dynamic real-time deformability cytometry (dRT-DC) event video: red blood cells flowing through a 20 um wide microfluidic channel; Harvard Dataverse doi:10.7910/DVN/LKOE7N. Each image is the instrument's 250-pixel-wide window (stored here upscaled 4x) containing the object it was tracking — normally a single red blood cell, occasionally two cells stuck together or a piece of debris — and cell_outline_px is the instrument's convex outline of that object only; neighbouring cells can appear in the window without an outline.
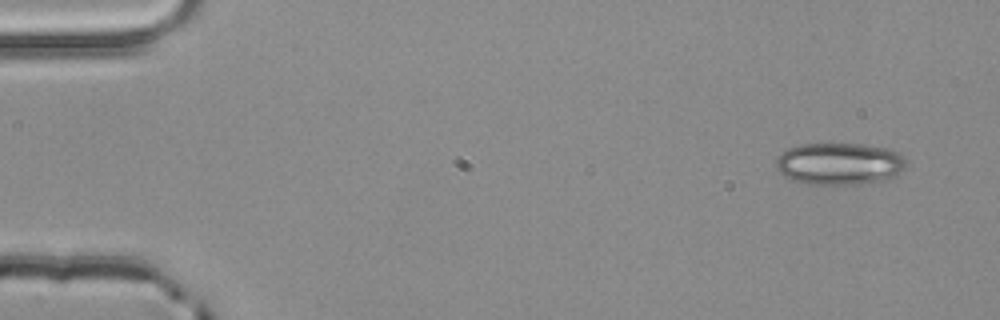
{"species": "common noctule bat (a hibernating species)", "species_latin": "Nyctalus noctula", "temperature_condition": "room temperature", "stored_images_in_passage": 4, "camera_frame_rate_fps": 3000, "um_per_image_px": 0.085, "animal": {"sex": "male", "body_mass_g": 20.4}, "frame": {"image": 1, "passage_image": 1, "time_ms": 0.0, "image_size_px": [1000, 320], "cell_outline_px": [[904, 168], [888, 180], [852, 184], [812, 184], [792, 180], [780, 172], [776, 168], [776, 160], [788, 148], [800, 144], [860, 144], [888, 148], [900, 152], [904, 156]], "centroid_in_image_um": [71.37, 13.91], "position_along_channel_um": 13.6, "area_um2": 31.67}}